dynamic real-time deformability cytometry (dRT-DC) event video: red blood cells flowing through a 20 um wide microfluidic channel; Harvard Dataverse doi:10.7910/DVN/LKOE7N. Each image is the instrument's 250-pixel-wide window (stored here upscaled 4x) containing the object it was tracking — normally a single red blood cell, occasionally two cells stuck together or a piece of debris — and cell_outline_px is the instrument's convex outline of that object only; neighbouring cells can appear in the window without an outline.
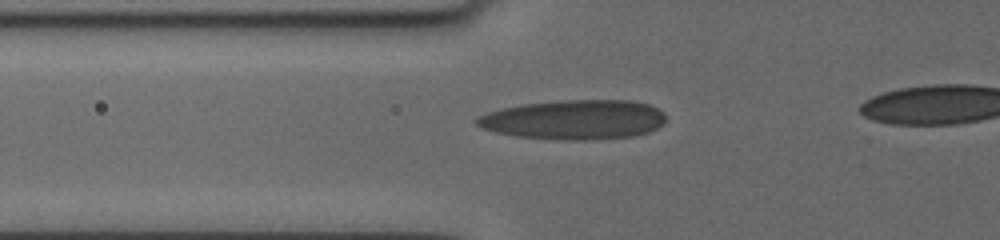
{"species": "human", "species_latin": "Homo sapiens", "temperature_condition": "cold", "stored_images_in_passage": 5, "camera_frame_rate_fps": 3000, "um_per_image_px": 0.085, "donor": {"sex": "female"}, "frame": {"image": 1, "passage_image": 3, "time_ms": 2.667, "image_size_px": [1000, 240], "cell_outline_px": [[664, 124], [648, 132], [636, 136], [592, 140], [564, 140], [516, 136], [496, 132], [480, 128], [476, 124], [476, 120], [480, 116], [488, 112], [500, 108], [520, 104], [564, 100], [632, 100], [648, 104], [664, 112]], "centroid_in_image_um": [48.81, 10.17], "position_along_channel_um": 77.0, "area_um2": 43.81}}
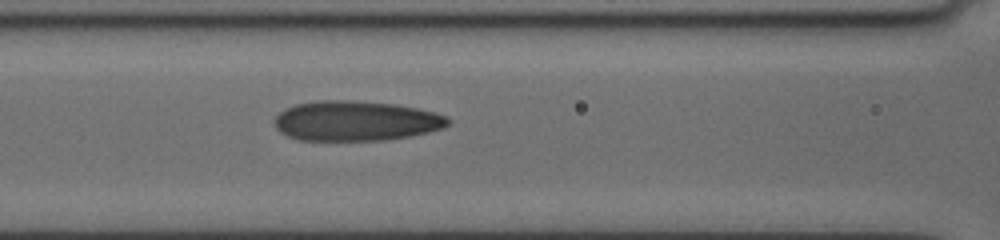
{"frame": {"image": 2, "passage_image": 5, "time_ms": 4.333, "image_size_px": [1000, 240], "cell_outline_px": [[452, 120], [444, 128], [428, 132], [408, 136], [380, 140], [300, 140], [288, 136], [280, 132], [276, 128], [272, 120], [284, 108], [296, 104], [316, 100], [348, 100], [396, 104], [436, 112], [448, 116]], "centroid_in_image_um": [30.23, 10.26], "position_along_channel_um": 136.4, "area_um2": 40.63}}